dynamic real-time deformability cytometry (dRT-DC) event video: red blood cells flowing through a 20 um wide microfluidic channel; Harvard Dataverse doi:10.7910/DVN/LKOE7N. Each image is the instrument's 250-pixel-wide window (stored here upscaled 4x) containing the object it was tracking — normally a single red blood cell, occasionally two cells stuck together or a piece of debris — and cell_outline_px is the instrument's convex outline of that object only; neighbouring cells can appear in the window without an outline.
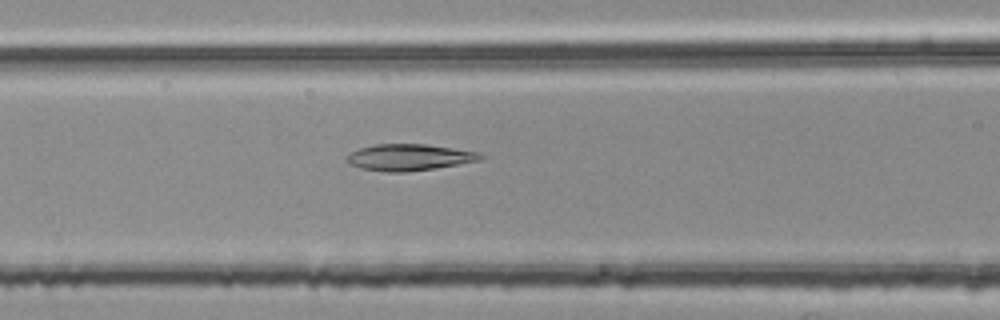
{"species": "common noctule bat (a hibernating species)", "species_latin": "Nyctalus noctula", "temperature_condition": "room temperature", "stored_images_in_passage": 39, "camera_frame_rate_fps": 3000, "um_per_image_px": 0.085, "animal": {"sex": "female", "body_mass_g": 25.1}, "frame": {"image": 1, "passage_image": 13, "time_ms": 4.0, "image_size_px": [1000, 320], "cell_outline_px": [[484, 156], [480, 160], [432, 168], [404, 172], [388, 172], [360, 168], [348, 164], [344, 160], [344, 156], [360, 148], [376, 144], [424, 144], [480, 152]], "centroid_in_image_um": [34.71, 13.37], "position_along_channel_um": 131.9, "area_um2": 20.46}}
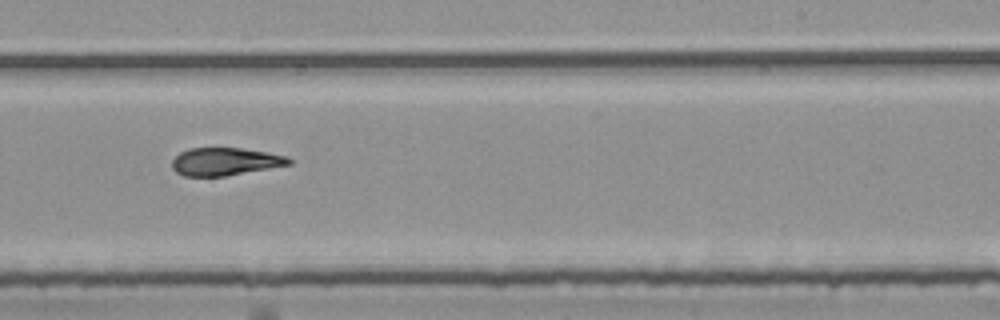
{"frame": {"image": 2, "passage_image": 24, "time_ms": 7.667, "image_size_px": [1000, 320], "cell_outline_px": [[292, 164], [224, 176], [184, 176], [176, 172], [172, 168], [172, 160], [180, 152], [188, 148], [240, 148], [268, 152], [288, 156], [292, 160]], "centroid_in_image_um": [19.13, 13.73], "position_along_channel_um": 269.9, "area_um2": 18.9}}
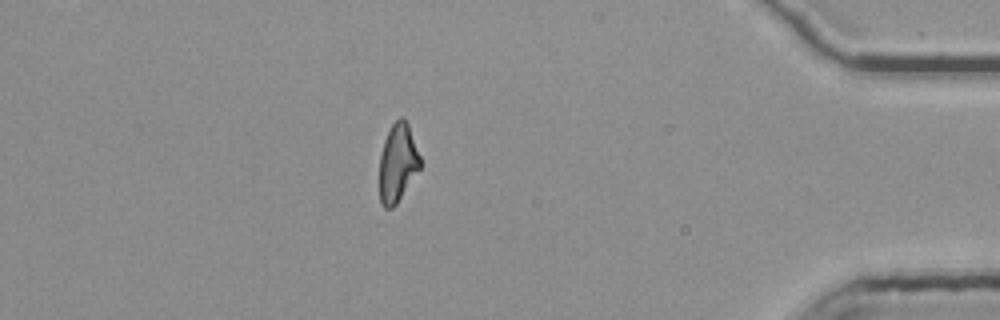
{"frame": {"image": 3, "passage_image": 38, "time_ms": 12.333, "image_size_px": [1000, 320], "cell_outline_px": [[420, 168], [396, 204], [392, 208], [384, 208], [380, 204], [380, 156], [384, 140], [392, 124], [400, 116], [404, 116], [408, 124], [420, 156]], "centroid_in_image_um": [33.79, 13.84], "position_along_channel_um": 401.4, "area_um2": 18.38}}